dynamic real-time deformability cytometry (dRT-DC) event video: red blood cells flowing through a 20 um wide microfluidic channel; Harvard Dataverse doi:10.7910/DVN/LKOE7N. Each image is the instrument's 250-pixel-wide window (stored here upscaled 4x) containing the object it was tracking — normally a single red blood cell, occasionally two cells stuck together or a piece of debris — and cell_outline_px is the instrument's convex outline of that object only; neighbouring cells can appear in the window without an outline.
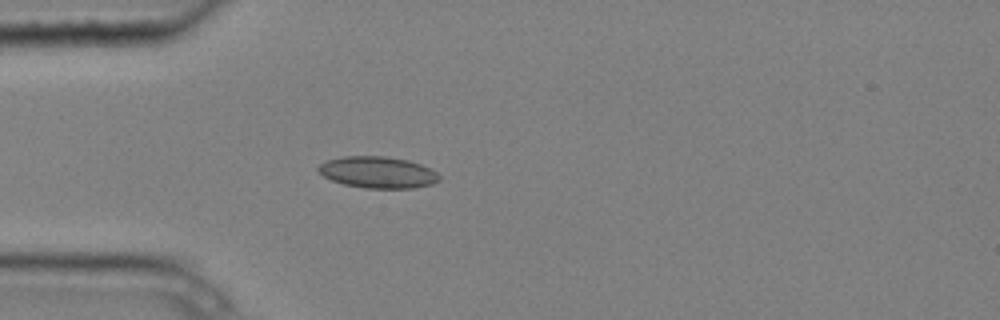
{"species": "common noctule bat (a hibernating species)", "species_latin": "Nyctalus noctula", "temperature_condition": "cold", "stored_images_in_passage": 4, "camera_frame_rate_fps": 3000, "um_per_image_px": 0.085, "animal": {"sex": "male", "body_mass_g": 20.4}, "frame": {"image": 1, "passage_image": 4, "time_ms": 1.0, "image_size_px": [1000, 320], "cell_outline_px": [[440, 180], [432, 184], [412, 188], [364, 188], [344, 184], [332, 180], [324, 176], [316, 168], [320, 164], [328, 160], [344, 156], [384, 156], [408, 160], [420, 164], [436, 172], [440, 176]], "centroid_in_image_um": [32.12, 14.65], "position_along_channel_um": 52.9, "area_um2": 22.08}}